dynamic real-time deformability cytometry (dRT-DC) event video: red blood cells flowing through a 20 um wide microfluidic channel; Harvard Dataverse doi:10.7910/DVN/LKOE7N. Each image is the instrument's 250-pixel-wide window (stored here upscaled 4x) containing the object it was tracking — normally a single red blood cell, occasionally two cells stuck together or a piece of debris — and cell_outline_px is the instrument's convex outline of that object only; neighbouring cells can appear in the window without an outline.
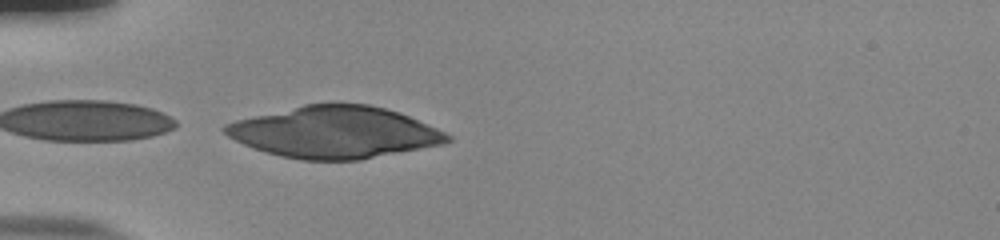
{"species": "human", "species_latin": "Homo sapiens", "temperature_condition": "room temperature", "stored_images_in_passage": 6, "camera_frame_rate_fps": 3000, "um_per_image_px": 0.085, "donor": {"sex": "male"}, "frame": {"image": 1, "passage_image": 6, "time_ms": 1.667, "image_size_px": [1000, 240], "cell_outline_px": [[452, 140], [444, 144], [360, 160], [300, 160], [280, 156], [252, 148], [228, 136], [220, 128], [224, 124], [236, 120], [304, 104], [368, 104], [400, 112], [436, 128], [452, 136]], "centroid_in_image_um": [28.43, 11.25], "position_along_channel_um": 56.6, "area_um2": 66.87}}